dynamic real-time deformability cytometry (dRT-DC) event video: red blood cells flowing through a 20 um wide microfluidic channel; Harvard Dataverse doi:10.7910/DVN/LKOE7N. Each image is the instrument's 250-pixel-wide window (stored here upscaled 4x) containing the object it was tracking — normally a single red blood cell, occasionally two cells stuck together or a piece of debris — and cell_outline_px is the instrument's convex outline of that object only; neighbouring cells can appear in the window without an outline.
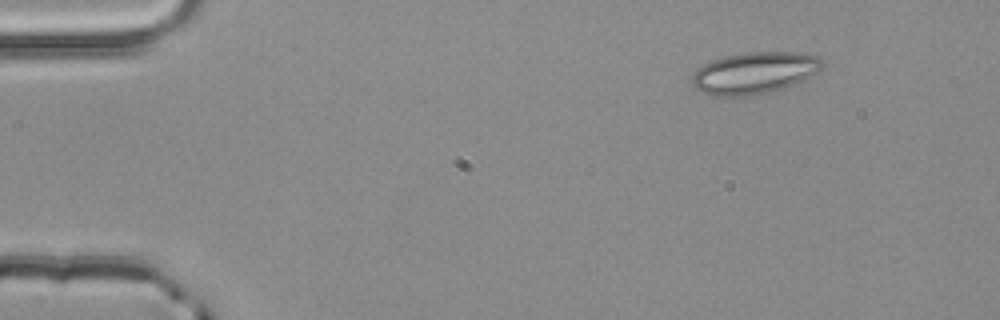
{"species": "common noctule bat (a hibernating species)", "species_latin": "Nyctalus noctula", "temperature_condition": "room temperature", "stored_images_in_passage": 3, "camera_frame_rate_fps": 3000, "um_per_image_px": 0.085, "animal": {"sex": "male", "body_mass_g": 20.4}, "frame": {"image": 1, "passage_image": 1, "time_ms": 0.0, "image_size_px": [1000, 320], "cell_outline_px": [[824, 64], [816, 72], [804, 80], [780, 88], [748, 96], [712, 96], [696, 88], [692, 84], [692, 76], [704, 64], [712, 60], [724, 56], [744, 52], [796, 52], [816, 56]], "centroid_in_image_um": [64.1, 6.19], "position_along_channel_um": 20.9, "area_um2": 31.15}}